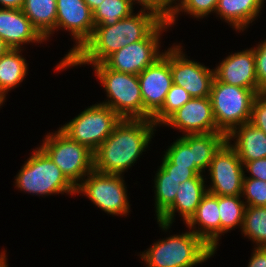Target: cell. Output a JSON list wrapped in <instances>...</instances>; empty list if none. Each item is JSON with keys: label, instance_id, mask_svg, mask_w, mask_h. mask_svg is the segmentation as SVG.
Masks as SVG:
<instances>
[{"label": "cell", "instance_id": "6da1fadb", "mask_svg": "<svg viewBox=\"0 0 266 267\" xmlns=\"http://www.w3.org/2000/svg\"><path fill=\"white\" fill-rule=\"evenodd\" d=\"M161 21L154 12L140 9L114 25L95 26L91 38L65 63V68L103 63L122 47L143 40Z\"/></svg>", "mask_w": 266, "mask_h": 267}, {"label": "cell", "instance_id": "7a4b0ae2", "mask_svg": "<svg viewBox=\"0 0 266 267\" xmlns=\"http://www.w3.org/2000/svg\"><path fill=\"white\" fill-rule=\"evenodd\" d=\"M155 126L151 119H122L94 152V170L123 175L148 148Z\"/></svg>", "mask_w": 266, "mask_h": 267}, {"label": "cell", "instance_id": "3957f363", "mask_svg": "<svg viewBox=\"0 0 266 267\" xmlns=\"http://www.w3.org/2000/svg\"><path fill=\"white\" fill-rule=\"evenodd\" d=\"M145 251L140 256L147 267H194L215 254L191 230L159 240Z\"/></svg>", "mask_w": 266, "mask_h": 267}, {"label": "cell", "instance_id": "277c9868", "mask_svg": "<svg viewBox=\"0 0 266 267\" xmlns=\"http://www.w3.org/2000/svg\"><path fill=\"white\" fill-rule=\"evenodd\" d=\"M15 185L20 191L39 196L60 193L76 195V187L40 147L33 150L19 170Z\"/></svg>", "mask_w": 266, "mask_h": 267}, {"label": "cell", "instance_id": "5b68a950", "mask_svg": "<svg viewBox=\"0 0 266 267\" xmlns=\"http://www.w3.org/2000/svg\"><path fill=\"white\" fill-rule=\"evenodd\" d=\"M108 99L101 104L110 107L122 119H143V100L137 75L109 69L104 63L92 65Z\"/></svg>", "mask_w": 266, "mask_h": 267}, {"label": "cell", "instance_id": "8992f818", "mask_svg": "<svg viewBox=\"0 0 266 267\" xmlns=\"http://www.w3.org/2000/svg\"><path fill=\"white\" fill-rule=\"evenodd\" d=\"M257 92L218 81L212 82L210 99L217 129L226 136L241 124L248 123Z\"/></svg>", "mask_w": 266, "mask_h": 267}, {"label": "cell", "instance_id": "52a82bcc", "mask_svg": "<svg viewBox=\"0 0 266 267\" xmlns=\"http://www.w3.org/2000/svg\"><path fill=\"white\" fill-rule=\"evenodd\" d=\"M40 148L75 187L94 170V152L72 140L60 128L48 133Z\"/></svg>", "mask_w": 266, "mask_h": 267}, {"label": "cell", "instance_id": "ba28073f", "mask_svg": "<svg viewBox=\"0 0 266 267\" xmlns=\"http://www.w3.org/2000/svg\"><path fill=\"white\" fill-rule=\"evenodd\" d=\"M121 120L117 113L100 102L88 106L74 119L59 128L72 140L95 152Z\"/></svg>", "mask_w": 266, "mask_h": 267}, {"label": "cell", "instance_id": "9c48e42d", "mask_svg": "<svg viewBox=\"0 0 266 267\" xmlns=\"http://www.w3.org/2000/svg\"><path fill=\"white\" fill-rule=\"evenodd\" d=\"M123 175L91 171L76 187V193L87 196L107 214L127 216L130 205Z\"/></svg>", "mask_w": 266, "mask_h": 267}, {"label": "cell", "instance_id": "30bf717a", "mask_svg": "<svg viewBox=\"0 0 266 267\" xmlns=\"http://www.w3.org/2000/svg\"><path fill=\"white\" fill-rule=\"evenodd\" d=\"M168 27V21L162 20L143 40L122 47L103 63L114 71L138 75L163 55L160 35Z\"/></svg>", "mask_w": 266, "mask_h": 267}, {"label": "cell", "instance_id": "8fae6325", "mask_svg": "<svg viewBox=\"0 0 266 267\" xmlns=\"http://www.w3.org/2000/svg\"><path fill=\"white\" fill-rule=\"evenodd\" d=\"M56 29L69 31L76 41L73 48L57 64V71L65 70V63L91 38L94 31L93 12L84 0H56Z\"/></svg>", "mask_w": 266, "mask_h": 267}, {"label": "cell", "instance_id": "7c38bea8", "mask_svg": "<svg viewBox=\"0 0 266 267\" xmlns=\"http://www.w3.org/2000/svg\"><path fill=\"white\" fill-rule=\"evenodd\" d=\"M244 170L238 154L226 141L214 154L208 168L211 185L207 192L216 196L241 195Z\"/></svg>", "mask_w": 266, "mask_h": 267}, {"label": "cell", "instance_id": "4fadbf2b", "mask_svg": "<svg viewBox=\"0 0 266 267\" xmlns=\"http://www.w3.org/2000/svg\"><path fill=\"white\" fill-rule=\"evenodd\" d=\"M137 76L143 100V119H151L162 108L166 94L173 85L170 48Z\"/></svg>", "mask_w": 266, "mask_h": 267}, {"label": "cell", "instance_id": "5bb4252c", "mask_svg": "<svg viewBox=\"0 0 266 267\" xmlns=\"http://www.w3.org/2000/svg\"><path fill=\"white\" fill-rule=\"evenodd\" d=\"M170 47V70L173 84L183 87L192 98L210 96L214 69L188 60L180 45Z\"/></svg>", "mask_w": 266, "mask_h": 267}, {"label": "cell", "instance_id": "9a60e30c", "mask_svg": "<svg viewBox=\"0 0 266 267\" xmlns=\"http://www.w3.org/2000/svg\"><path fill=\"white\" fill-rule=\"evenodd\" d=\"M163 124L186 134L220 132L214 120L210 96L191 98Z\"/></svg>", "mask_w": 266, "mask_h": 267}, {"label": "cell", "instance_id": "2e32d148", "mask_svg": "<svg viewBox=\"0 0 266 267\" xmlns=\"http://www.w3.org/2000/svg\"><path fill=\"white\" fill-rule=\"evenodd\" d=\"M253 48L228 55L214 68V77L225 84L261 92L258 87Z\"/></svg>", "mask_w": 266, "mask_h": 267}, {"label": "cell", "instance_id": "e0dca14e", "mask_svg": "<svg viewBox=\"0 0 266 267\" xmlns=\"http://www.w3.org/2000/svg\"><path fill=\"white\" fill-rule=\"evenodd\" d=\"M203 175L184 181L179 185L174 203L157 219L159 227L167 231L174 222L176 212L183 217L185 224L195 214L202 197L207 193Z\"/></svg>", "mask_w": 266, "mask_h": 267}, {"label": "cell", "instance_id": "ac0fdd59", "mask_svg": "<svg viewBox=\"0 0 266 267\" xmlns=\"http://www.w3.org/2000/svg\"><path fill=\"white\" fill-rule=\"evenodd\" d=\"M0 38L11 49H22L28 43H42L45 39L34 28L22 9L0 8ZM23 44V45H22Z\"/></svg>", "mask_w": 266, "mask_h": 267}, {"label": "cell", "instance_id": "d6986e66", "mask_svg": "<svg viewBox=\"0 0 266 267\" xmlns=\"http://www.w3.org/2000/svg\"><path fill=\"white\" fill-rule=\"evenodd\" d=\"M196 224L199 230L196 229ZM186 225L188 229H192L197 236L216 252L219 244L218 241L221 236L218 196L207 192L202 197L195 214Z\"/></svg>", "mask_w": 266, "mask_h": 267}, {"label": "cell", "instance_id": "ffe728a7", "mask_svg": "<svg viewBox=\"0 0 266 267\" xmlns=\"http://www.w3.org/2000/svg\"><path fill=\"white\" fill-rule=\"evenodd\" d=\"M226 139L243 164L266 158V134L250 122L237 126L226 136ZM231 140L235 143L231 144Z\"/></svg>", "mask_w": 266, "mask_h": 267}, {"label": "cell", "instance_id": "44dd1931", "mask_svg": "<svg viewBox=\"0 0 266 267\" xmlns=\"http://www.w3.org/2000/svg\"><path fill=\"white\" fill-rule=\"evenodd\" d=\"M264 0H219L215 13L241 32L258 16Z\"/></svg>", "mask_w": 266, "mask_h": 267}, {"label": "cell", "instance_id": "7402d4cb", "mask_svg": "<svg viewBox=\"0 0 266 267\" xmlns=\"http://www.w3.org/2000/svg\"><path fill=\"white\" fill-rule=\"evenodd\" d=\"M56 8V0H25L22 8L25 16L46 41L55 32Z\"/></svg>", "mask_w": 266, "mask_h": 267}, {"label": "cell", "instance_id": "603a6c76", "mask_svg": "<svg viewBox=\"0 0 266 267\" xmlns=\"http://www.w3.org/2000/svg\"><path fill=\"white\" fill-rule=\"evenodd\" d=\"M21 49H10L0 57V99L4 102L6 94L23 82L28 73V64L22 57Z\"/></svg>", "mask_w": 266, "mask_h": 267}, {"label": "cell", "instance_id": "cb8c5ba5", "mask_svg": "<svg viewBox=\"0 0 266 267\" xmlns=\"http://www.w3.org/2000/svg\"><path fill=\"white\" fill-rule=\"evenodd\" d=\"M227 141L222 132L193 134V161L203 172L209 168L214 154Z\"/></svg>", "mask_w": 266, "mask_h": 267}, {"label": "cell", "instance_id": "d4e9b609", "mask_svg": "<svg viewBox=\"0 0 266 267\" xmlns=\"http://www.w3.org/2000/svg\"><path fill=\"white\" fill-rule=\"evenodd\" d=\"M155 212L157 219L174 203L180 181L170 177L161 166L154 178Z\"/></svg>", "mask_w": 266, "mask_h": 267}, {"label": "cell", "instance_id": "484cf974", "mask_svg": "<svg viewBox=\"0 0 266 267\" xmlns=\"http://www.w3.org/2000/svg\"><path fill=\"white\" fill-rule=\"evenodd\" d=\"M242 196H218V208L221 222V235L229 230L242 228L246 204Z\"/></svg>", "mask_w": 266, "mask_h": 267}, {"label": "cell", "instance_id": "4316f807", "mask_svg": "<svg viewBox=\"0 0 266 267\" xmlns=\"http://www.w3.org/2000/svg\"><path fill=\"white\" fill-rule=\"evenodd\" d=\"M241 231L257 247H266V206H247Z\"/></svg>", "mask_w": 266, "mask_h": 267}, {"label": "cell", "instance_id": "83f0119b", "mask_svg": "<svg viewBox=\"0 0 266 267\" xmlns=\"http://www.w3.org/2000/svg\"><path fill=\"white\" fill-rule=\"evenodd\" d=\"M130 0H104L94 11L95 26H111L133 13Z\"/></svg>", "mask_w": 266, "mask_h": 267}, {"label": "cell", "instance_id": "f1b7e54d", "mask_svg": "<svg viewBox=\"0 0 266 267\" xmlns=\"http://www.w3.org/2000/svg\"><path fill=\"white\" fill-rule=\"evenodd\" d=\"M171 164L188 168H198L193 161V134H184L163 155Z\"/></svg>", "mask_w": 266, "mask_h": 267}, {"label": "cell", "instance_id": "f546056e", "mask_svg": "<svg viewBox=\"0 0 266 267\" xmlns=\"http://www.w3.org/2000/svg\"><path fill=\"white\" fill-rule=\"evenodd\" d=\"M191 95L181 86L173 84L166 94L162 108L151 118L156 127L163 124L174 112L191 99Z\"/></svg>", "mask_w": 266, "mask_h": 267}, {"label": "cell", "instance_id": "4dcf8cb0", "mask_svg": "<svg viewBox=\"0 0 266 267\" xmlns=\"http://www.w3.org/2000/svg\"><path fill=\"white\" fill-rule=\"evenodd\" d=\"M218 2L219 0H178L176 7L168 19V24L170 27L171 25L173 26L180 12H186V14L192 15L194 18L202 19L211 12L215 13Z\"/></svg>", "mask_w": 266, "mask_h": 267}, {"label": "cell", "instance_id": "1f68e13d", "mask_svg": "<svg viewBox=\"0 0 266 267\" xmlns=\"http://www.w3.org/2000/svg\"><path fill=\"white\" fill-rule=\"evenodd\" d=\"M246 206H266V181L244 178L242 194Z\"/></svg>", "mask_w": 266, "mask_h": 267}, {"label": "cell", "instance_id": "d6a6232c", "mask_svg": "<svg viewBox=\"0 0 266 267\" xmlns=\"http://www.w3.org/2000/svg\"><path fill=\"white\" fill-rule=\"evenodd\" d=\"M176 1L177 0H130L133 5L139 3V5L142 6V9L154 12L164 21H168L170 18L177 5ZM173 3L174 5H172Z\"/></svg>", "mask_w": 266, "mask_h": 267}, {"label": "cell", "instance_id": "836d02e7", "mask_svg": "<svg viewBox=\"0 0 266 267\" xmlns=\"http://www.w3.org/2000/svg\"><path fill=\"white\" fill-rule=\"evenodd\" d=\"M249 122L266 134V92L256 94Z\"/></svg>", "mask_w": 266, "mask_h": 267}, {"label": "cell", "instance_id": "e575fe53", "mask_svg": "<svg viewBox=\"0 0 266 267\" xmlns=\"http://www.w3.org/2000/svg\"><path fill=\"white\" fill-rule=\"evenodd\" d=\"M160 166L170 174V177L180 181V183L195 178L197 175H203V172L199 168H188L171 164L165 157H163Z\"/></svg>", "mask_w": 266, "mask_h": 267}, {"label": "cell", "instance_id": "d590c367", "mask_svg": "<svg viewBox=\"0 0 266 267\" xmlns=\"http://www.w3.org/2000/svg\"><path fill=\"white\" fill-rule=\"evenodd\" d=\"M258 87L261 92H266V39L253 47Z\"/></svg>", "mask_w": 266, "mask_h": 267}, {"label": "cell", "instance_id": "8d00e7d4", "mask_svg": "<svg viewBox=\"0 0 266 267\" xmlns=\"http://www.w3.org/2000/svg\"><path fill=\"white\" fill-rule=\"evenodd\" d=\"M243 168L250 172V176L248 177L246 174H244V178H253L266 181V158L245 162L243 164Z\"/></svg>", "mask_w": 266, "mask_h": 267}, {"label": "cell", "instance_id": "74e56055", "mask_svg": "<svg viewBox=\"0 0 266 267\" xmlns=\"http://www.w3.org/2000/svg\"><path fill=\"white\" fill-rule=\"evenodd\" d=\"M248 267H266V247H255Z\"/></svg>", "mask_w": 266, "mask_h": 267}, {"label": "cell", "instance_id": "f35d334b", "mask_svg": "<svg viewBox=\"0 0 266 267\" xmlns=\"http://www.w3.org/2000/svg\"><path fill=\"white\" fill-rule=\"evenodd\" d=\"M25 0H0L1 8L22 9Z\"/></svg>", "mask_w": 266, "mask_h": 267}, {"label": "cell", "instance_id": "ab89813d", "mask_svg": "<svg viewBox=\"0 0 266 267\" xmlns=\"http://www.w3.org/2000/svg\"><path fill=\"white\" fill-rule=\"evenodd\" d=\"M93 12L104 0H84Z\"/></svg>", "mask_w": 266, "mask_h": 267}, {"label": "cell", "instance_id": "60d3db41", "mask_svg": "<svg viewBox=\"0 0 266 267\" xmlns=\"http://www.w3.org/2000/svg\"><path fill=\"white\" fill-rule=\"evenodd\" d=\"M11 48L7 45V43L0 38V57L6 54Z\"/></svg>", "mask_w": 266, "mask_h": 267}, {"label": "cell", "instance_id": "b9f144b4", "mask_svg": "<svg viewBox=\"0 0 266 267\" xmlns=\"http://www.w3.org/2000/svg\"><path fill=\"white\" fill-rule=\"evenodd\" d=\"M6 251H3L1 252L0 254V267H8V264H7V258H6Z\"/></svg>", "mask_w": 266, "mask_h": 267}]
</instances>
